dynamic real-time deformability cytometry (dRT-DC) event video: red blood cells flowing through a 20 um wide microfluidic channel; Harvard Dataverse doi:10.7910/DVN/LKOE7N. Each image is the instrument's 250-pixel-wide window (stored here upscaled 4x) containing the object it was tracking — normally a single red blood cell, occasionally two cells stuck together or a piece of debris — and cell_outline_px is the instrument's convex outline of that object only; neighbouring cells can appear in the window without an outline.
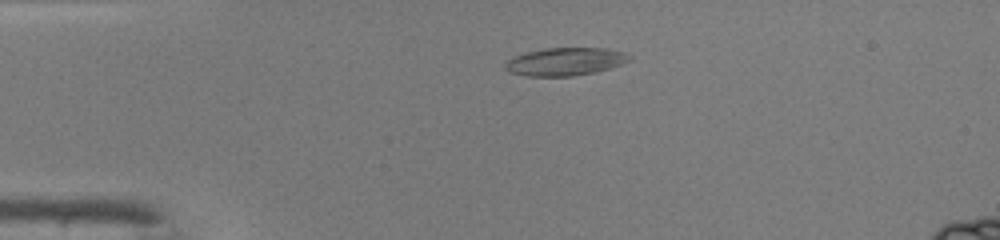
{"species": "common noctule bat (a hibernating species)", "species_latin": "Nyctalus noctula", "temperature_condition": "warm", "stored_images_in_passage": 40, "camera_frame_rate_fps": 3000, "um_per_image_px": 0.085, "animal": {"sex": "male", "body_mass_g": 19.0, "forearm_length_mm": 50.8}, "frame": {"image": 1, "passage_image": 3, "time_ms": 0.667, "image_size_px": [1000, 240], "cell_outline_px": [[632, 60], [596, 72], [572, 76], [528, 76], [508, 72], [504, 68], [504, 64], [512, 56], [544, 48], [604, 48], [624, 52], [632, 56]], "centroid_in_image_um": [48.02, 5.23], "position_along_channel_um": 37.0, "area_um2": 20.23}}
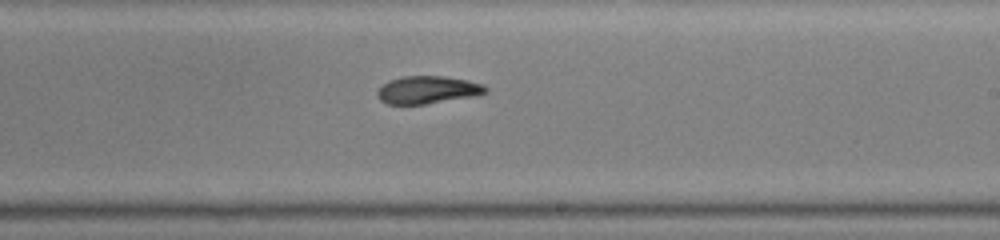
{"frame": {"image": 2, "passage_image": 21, "time_ms": 6.667, "image_size_px": [1000, 240], "cell_outline_px": [[488, 92], [472, 96], [424, 104], [388, 104], [380, 100], [376, 96], [376, 92], [388, 80], [404, 76], [444, 76], [468, 80], [484, 84], [488, 88]], "centroid_in_image_um": [36.34, 7.63], "position_along_channel_um": 252.7, "area_um2": 17.4}}
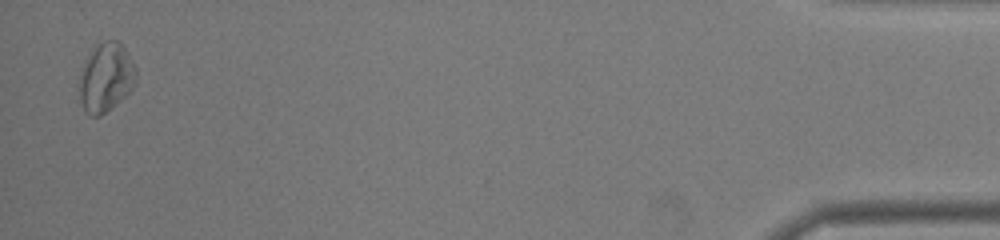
{"frame": {"image": 3, "passage_image": 39, "time_ms": 12.667, "image_size_px": [1000, 240], "cell_outline_px": [[136, 80], [132, 88], [120, 100], [100, 116], [92, 116], [84, 108], [80, 100], [80, 72], [92, 52], [104, 40], [120, 40], [128, 52], [136, 68]], "centroid_in_image_um": [9.04, 6.57], "position_along_channel_um": 426.2, "area_um2": 22.25}, "authors_computed_cell_mechanics": {"area_um2": 18.5538, "velocity_mm_per_s": 4.2718, "shape_relaxation_time_tau1_ms": 6.6428, "shape_relaxation_time_tau2_ms": 4.5851, "deformation_change_tau1": 0.1896, "deformation_change_tau2": 0.1347}}